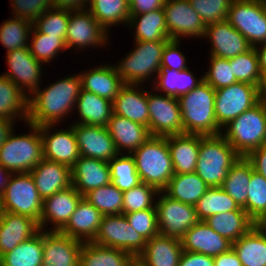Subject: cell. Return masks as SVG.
<instances>
[{
	"label": "cell",
	"mask_w": 266,
	"mask_h": 266,
	"mask_svg": "<svg viewBox=\"0 0 266 266\" xmlns=\"http://www.w3.org/2000/svg\"><path fill=\"white\" fill-rule=\"evenodd\" d=\"M82 198L83 196L73 186L45 198L39 222L40 229L45 230L46 226L48 228V225L50 227L52 225L53 227L46 231H60L67 224Z\"/></svg>",
	"instance_id": "19"
},
{
	"label": "cell",
	"mask_w": 266,
	"mask_h": 266,
	"mask_svg": "<svg viewBox=\"0 0 266 266\" xmlns=\"http://www.w3.org/2000/svg\"><path fill=\"white\" fill-rule=\"evenodd\" d=\"M0 199L2 211L28 216L40 222L43 199L30 173L12 174Z\"/></svg>",
	"instance_id": "8"
},
{
	"label": "cell",
	"mask_w": 266,
	"mask_h": 266,
	"mask_svg": "<svg viewBox=\"0 0 266 266\" xmlns=\"http://www.w3.org/2000/svg\"><path fill=\"white\" fill-rule=\"evenodd\" d=\"M182 252L181 240L158 234L146 241L136 263L140 266H178Z\"/></svg>",
	"instance_id": "27"
},
{
	"label": "cell",
	"mask_w": 266,
	"mask_h": 266,
	"mask_svg": "<svg viewBox=\"0 0 266 266\" xmlns=\"http://www.w3.org/2000/svg\"><path fill=\"white\" fill-rule=\"evenodd\" d=\"M163 9L170 39L181 40L184 37L203 39L206 25L190 5L189 0H166Z\"/></svg>",
	"instance_id": "15"
},
{
	"label": "cell",
	"mask_w": 266,
	"mask_h": 266,
	"mask_svg": "<svg viewBox=\"0 0 266 266\" xmlns=\"http://www.w3.org/2000/svg\"><path fill=\"white\" fill-rule=\"evenodd\" d=\"M167 42L134 40V49L114 64L123 83L143 85L155 74L151 84L154 83L161 69L162 53Z\"/></svg>",
	"instance_id": "7"
},
{
	"label": "cell",
	"mask_w": 266,
	"mask_h": 266,
	"mask_svg": "<svg viewBox=\"0 0 266 266\" xmlns=\"http://www.w3.org/2000/svg\"><path fill=\"white\" fill-rule=\"evenodd\" d=\"M183 134L214 136L222 133L215 116V90L205 81L178 98Z\"/></svg>",
	"instance_id": "2"
},
{
	"label": "cell",
	"mask_w": 266,
	"mask_h": 266,
	"mask_svg": "<svg viewBox=\"0 0 266 266\" xmlns=\"http://www.w3.org/2000/svg\"><path fill=\"white\" fill-rule=\"evenodd\" d=\"M246 159L251 163L253 170L266 179V145L250 152Z\"/></svg>",
	"instance_id": "59"
},
{
	"label": "cell",
	"mask_w": 266,
	"mask_h": 266,
	"mask_svg": "<svg viewBox=\"0 0 266 266\" xmlns=\"http://www.w3.org/2000/svg\"><path fill=\"white\" fill-rule=\"evenodd\" d=\"M209 68L203 74L204 81L208 83L214 90L227 87L238 82L233 75L232 67L229 64V59L219 58L210 55Z\"/></svg>",
	"instance_id": "52"
},
{
	"label": "cell",
	"mask_w": 266,
	"mask_h": 266,
	"mask_svg": "<svg viewBox=\"0 0 266 266\" xmlns=\"http://www.w3.org/2000/svg\"><path fill=\"white\" fill-rule=\"evenodd\" d=\"M260 101V89L250 83L236 82L215 90V116L223 128Z\"/></svg>",
	"instance_id": "10"
},
{
	"label": "cell",
	"mask_w": 266,
	"mask_h": 266,
	"mask_svg": "<svg viewBox=\"0 0 266 266\" xmlns=\"http://www.w3.org/2000/svg\"><path fill=\"white\" fill-rule=\"evenodd\" d=\"M55 126L56 125L39 126L44 159L58 162L72 168L80 157L73 127L70 125L65 129H58L53 132V130L56 129Z\"/></svg>",
	"instance_id": "17"
},
{
	"label": "cell",
	"mask_w": 266,
	"mask_h": 266,
	"mask_svg": "<svg viewBox=\"0 0 266 266\" xmlns=\"http://www.w3.org/2000/svg\"><path fill=\"white\" fill-rule=\"evenodd\" d=\"M242 266H266V233L256 225L232 243Z\"/></svg>",
	"instance_id": "37"
},
{
	"label": "cell",
	"mask_w": 266,
	"mask_h": 266,
	"mask_svg": "<svg viewBox=\"0 0 266 266\" xmlns=\"http://www.w3.org/2000/svg\"><path fill=\"white\" fill-rule=\"evenodd\" d=\"M147 103L149 109L148 129L151 136L166 137L183 134L178 98L156 93V90L151 87L150 90H147Z\"/></svg>",
	"instance_id": "11"
},
{
	"label": "cell",
	"mask_w": 266,
	"mask_h": 266,
	"mask_svg": "<svg viewBox=\"0 0 266 266\" xmlns=\"http://www.w3.org/2000/svg\"><path fill=\"white\" fill-rule=\"evenodd\" d=\"M229 64L232 67L233 75L238 82H246L257 86H262V76L259 70L258 56L254 47L248 51L229 58Z\"/></svg>",
	"instance_id": "48"
},
{
	"label": "cell",
	"mask_w": 266,
	"mask_h": 266,
	"mask_svg": "<svg viewBox=\"0 0 266 266\" xmlns=\"http://www.w3.org/2000/svg\"><path fill=\"white\" fill-rule=\"evenodd\" d=\"M109 64L104 63L100 66H94V68L89 67L90 69L87 71L79 72V75L82 89L113 102L124 83L115 65Z\"/></svg>",
	"instance_id": "29"
},
{
	"label": "cell",
	"mask_w": 266,
	"mask_h": 266,
	"mask_svg": "<svg viewBox=\"0 0 266 266\" xmlns=\"http://www.w3.org/2000/svg\"><path fill=\"white\" fill-rule=\"evenodd\" d=\"M9 70L2 75L12 80L29 97L42 83L43 63L35 59L29 48H21L6 53Z\"/></svg>",
	"instance_id": "16"
},
{
	"label": "cell",
	"mask_w": 266,
	"mask_h": 266,
	"mask_svg": "<svg viewBox=\"0 0 266 266\" xmlns=\"http://www.w3.org/2000/svg\"><path fill=\"white\" fill-rule=\"evenodd\" d=\"M159 191L145 183L123 192V214L145 209H156V199Z\"/></svg>",
	"instance_id": "50"
},
{
	"label": "cell",
	"mask_w": 266,
	"mask_h": 266,
	"mask_svg": "<svg viewBox=\"0 0 266 266\" xmlns=\"http://www.w3.org/2000/svg\"><path fill=\"white\" fill-rule=\"evenodd\" d=\"M203 38L211 41L210 55L219 58H233L252 47L227 20L207 25Z\"/></svg>",
	"instance_id": "21"
},
{
	"label": "cell",
	"mask_w": 266,
	"mask_h": 266,
	"mask_svg": "<svg viewBox=\"0 0 266 266\" xmlns=\"http://www.w3.org/2000/svg\"><path fill=\"white\" fill-rule=\"evenodd\" d=\"M183 251L216 257L232 248V243L204 221L194 224L181 239Z\"/></svg>",
	"instance_id": "22"
},
{
	"label": "cell",
	"mask_w": 266,
	"mask_h": 266,
	"mask_svg": "<svg viewBox=\"0 0 266 266\" xmlns=\"http://www.w3.org/2000/svg\"><path fill=\"white\" fill-rule=\"evenodd\" d=\"M29 173L43 200L72 186L71 168L58 162L43 159Z\"/></svg>",
	"instance_id": "26"
},
{
	"label": "cell",
	"mask_w": 266,
	"mask_h": 266,
	"mask_svg": "<svg viewBox=\"0 0 266 266\" xmlns=\"http://www.w3.org/2000/svg\"><path fill=\"white\" fill-rule=\"evenodd\" d=\"M31 38H29V50L31 55L41 63L53 62L58 58V53L67 52L65 41L61 37L48 36L47 34L39 33L32 27ZM63 51V52H62Z\"/></svg>",
	"instance_id": "45"
},
{
	"label": "cell",
	"mask_w": 266,
	"mask_h": 266,
	"mask_svg": "<svg viewBox=\"0 0 266 266\" xmlns=\"http://www.w3.org/2000/svg\"><path fill=\"white\" fill-rule=\"evenodd\" d=\"M80 156L109 162L119 153L106 126L72 123Z\"/></svg>",
	"instance_id": "18"
},
{
	"label": "cell",
	"mask_w": 266,
	"mask_h": 266,
	"mask_svg": "<svg viewBox=\"0 0 266 266\" xmlns=\"http://www.w3.org/2000/svg\"><path fill=\"white\" fill-rule=\"evenodd\" d=\"M28 133L15 134V129L0 147V164L12 174L29 173L43 159L39 126L26 122Z\"/></svg>",
	"instance_id": "6"
},
{
	"label": "cell",
	"mask_w": 266,
	"mask_h": 266,
	"mask_svg": "<svg viewBox=\"0 0 266 266\" xmlns=\"http://www.w3.org/2000/svg\"><path fill=\"white\" fill-rule=\"evenodd\" d=\"M254 48L258 56L259 70L262 79H264L266 77V41L256 45Z\"/></svg>",
	"instance_id": "62"
},
{
	"label": "cell",
	"mask_w": 266,
	"mask_h": 266,
	"mask_svg": "<svg viewBox=\"0 0 266 266\" xmlns=\"http://www.w3.org/2000/svg\"><path fill=\"white\" fill-rule=\"evenodd\" d=\"M251 163L246 157H240L230 168L221 188L246 211L248 185L253 172Z\"/></svg>",
	"instance_id": "40"
},
{
	"label": "cell",
	"mask_w": 266,
	"mask_h": 266,
	"mask_svg": "<svg viewBox=\"0 0 266 266\" xmlns=\"http://www.w3.org/2000/svg\"><path fill=\"white\" fill-rule=\"evenodd\" d=\"M1 213H2V208H1V199H0V217H1Z\"/></svg>",
	"instance_id": "67"
},
{
	"label": "cell",
	"mask_w": 266,
	"mask_h": 266,
	"mask_svg": "<svg viewBox=\"0 0 266 266\" xmlns=\"http://www.w3.org/2000/svg\"><path fill=\"white\" fill-rule=\"evenodd\" d=\"M200 221H205L214 214L235 210H244L221 188H209L195 204Z\"/></svg>",
	"instance_id": "43"
},
{
	"label": "cell",
	"mask_w": 266,
	"mask_h": 266,
	"mask_svg": "<svg viewBox=\"0 0 266 266\" xmlns=\"http://www.w3.org/2000/svg\"><path fill=\"white\" fill-rule=\"evenodd\" d=\"M246 213L254 223L266 213V179L256 171L248 185Z\"/></svg>",
	"instance_id": "51"
},
{
	"label": "cell",
	"mask_w": 266,
	"mask_h": 266,
	"mask_svg": "<svg viewBox=\"0 0 266 266\" xmlns=\"http://www.w3.org/2000/svg\"><path fill=\"white\" fill-rule=\"evenodd\" d=\"M233 0H189L190 5L199 14L207 26L226 20Z\"/></svg>",
	"instance_id": "53"
},
{
	"label": "cell",
	"mask_w": 266,
	"mask_h": 266,
	"mask_svg": "<svg viewBox=\"0 0 266 266\" xmlns=\"http://www.w3.org/2000/svg\"><path fill=\"white\" fill-rule=\"evenodd\" d=\"M0 118L27 122L28 97L8 77L0 75Z\"/></svg>",
	"instance_id": "35"
},
{
	"label": "cell",
	"mask_w": 266,
	"mask_h": 266,
	"mask_svg": "<svg viewBox=\"0 0 266 266\" xmlns=\"http://www.w3.org/2000/svg\"><path fill=\"white\" fill-rule=\"evenodd\" d=\"M214 266H242V263L231 248L227 252L214 257Z\"/></svg>",
	"instance_id": "60"
},
{
	"label": "cell",
	"mask_w": 266,
	"mask_h": 266,
	"mask_svg": "<svg viewBox=\"0 0 266 266\" xmlns=\"http://www.w3.org/2000/svg\"><path fill=\"white\" fill-rule=\"evenodd\" d=\"M111 183L120 191L130 190L141 183L131 154H118L109 162Z\"/></svg>",
	"instance_id": "47"
},
{
	"label": "cell",
	"mask_w": 266,
	"mask_h": 266,
	"mask_svg": "<svg viewBox=\"0 0 266 266\" xmlns=\"http://www.w3.org/2000/svg\"><path fill=\"white\" fill-rule=\"evenodd\" d=\"M208 189L209 186L193 172L174 174L163 192L171 199L195 206Z\"/></svg>",
	"instance_id": "39"
},
{
	"label": "cell",
	"mask_w": 266,
	"mask_h": 266,
	"mask_svg": "<svg viewBox=\"0 0 266 266\" xmlns=\"http://www.w3.org/2000/svg\"><path fill=\"white\" fill-rule=\"evenodd\" d=\"M237 151L221 135H200L197 175L209 186L221 187L230 168L240 159Z\"/></svg>",
	"instance_id": "4"
},
{
	"label": "cell",
	"mask_w": 266,
	"mask_h": 266,
	"mask_svg": "<svg viewBox=\"0 0 266 266\" xmlns=\"http://www.w3.org/2000/svg\"><path fill=\"white\" fill-rule=\"evenodd\" d=\"M204 81L203 75L199 78L194 76L190 69L181 71L172 69H160L152 88L156 92L179 98L197 87Z\"/></svg>",
	"instance_id": "36"
},
{
	"label": "cell",
	"mask_w": 266,
	"mask_h": 266,
	"mask_svg": "<svg viewBox=\"0 0 266 266\" xmlns=\"http://www.w3.org/2000/svg\"><path fill=\"white\" fill-rule=\"evenodd\" d=\"M102 218L103 214L82 198L60 232L81 242H92L98 233Z\"/></svg>",
	"instance_id": "30"
},
{
	"label": "cell",
	"mask_w": 266,
	"mask_h": 266,
	"mask_svg": "<svg viewBox=\"0 0 266 266\" xmlns=\"http://www.w3.org/2000/svg\"><path fill=\"white\" fill-rule=\"evenodd\" d=\"M129 29H134V40L169 41L164 9L153 10L143 14L130 15Z\"/></svg>",
	"instance_id": "34"
},
{
	"label": "cell",
	"mask_w": 266,
	"mask_h": 266,
	"mask_svg": "<svg viewBox=\"0 0 266 266\" xmlns=\"http://www.w3.org/2000/svg\"><path fill=\"white\" fill-rule=\"evenodd\" d=\"M124 215L131 227L146 241L160 234L156 209H145L137 212H129Z\"/></svg>",
	"instance_id": "54"
},
{
	"label": "cell",
	"mask_w": 266,
	"mask_h": 266,
	"mask_svg": "<svg viewBox=\"0 0 266 266\" xmlns=\"http://www.w3.org/2000/svg\"><path fill=\"white\" fill-rule=\"evenodd\" d=\"M82 244L60 231L42 230V266H79Z\"/></svg>",
	"instance_id": "20"
},
{
	"label": "cell",
	"mask_w": 266,
	"mask_h": 266,
	"mask_svg": "<svg viewBox=\"0 0 266 266\" xmlns=\"http://www.w3.org/2000/svg\"><path fill=\"white\" fill-rule=\"evenodd\" d=\"M166 0H132L129 2L130 15L143 14L163 9Z\"/></svg>",
	"instance_id": "57"
},
{
	"label": "cell",
	"mask_w": 266,
	"mask_h": 266,
	"mask_svg": "<svg viewBox=\"0 0 266 266\" xmlns=\"http://www.w3.org/2000/svg\"><path fill=\"white\" fill-rule=\"evenodd\" d=\"M106 128L119 154H131L151 137L148 127L114 113Z\"/></svg>",
	"instance_id": "25"
},
{
	"label": "cell",
	"mask_w": 266,
	"mask_h": 266,
	"mask_svg": "<svg viewBox=\"0 0 266 266\" xmlns=\"http://www.w3.org/2000/svg\"><path fill=\"white\" fill-rule=\"evenodd\" d=\"M81 88L79 74H68L54 83L50 82L44 89L39 87L28 97L27 122L43 126L65 121L75 111Z\"/></svg>",
	"instance_id": "1"
},
{
	"label": "cell",
	"mask_w": 266,
	"mask_h": 266,
	"mask_svg": "<svg viewBox=\"0 0 266 266\" xmlns=\"http://www.w3.org/2000/svg\"><path fill=\"white\" fill-rule=\"evenodd\" d=\"M255 225L263 232L266 233V213L259 219Z\"/></svg>",
	"instance_id": "65"
},
{
	"label": "cell",
	"mask_w": 266,
	"mask_h": 266,
	"mask_svg": "<svg viewBox=\"0 0 266 266\" xmlns=\"http://www.w3.org/2000/svg\"><path fill=\"white\" fill-rule=\"evenodd\" d=\"M83 198L103 215L123 214V191L113 183L91 190Z\"/></svg>",
	"instance_id": "46"
},
{
	"label": "cell",
	"mask_w": 266,
	"mask_h": 266,
	"mask_svg": "<svg viewBox=\"0 0 266 266\" xmlns=\"http://www.w3.org/2000/svg\"><path fill=\"white\" fill-rule=\"evenodd\" d=\"M12 173L0 164V197L4 194Z\"/></svg>",
	"instance_id": "64"
},
{
	"label": "cell",
	"mask_w": 266,
	"mask_h": 266,
	"mask_svg": "<svg viewBox=\"0 0 266 266\" xmlns=\"http://www.w3.org/2000/svg\"><path fill=\"white\" fill-rule=\"evenodd\" d=\"M93 243L121 249L135 258L144 250L146 240L131 227L124 214L103 215Z\"/></svg>",
	"instance_id": "14"
},
{
	"label": "cell",
	"mask_w": 266,
	"mask_h": 266,
	"mask_svg": "<svg viewBox=\"0 0 266 266\" xmlns=\"http://www.w3.org/2000/svg\"><path fill=\"white\" fill-rule=\"evenodd\" d=\"M221 135L241 157L266 145V102L260 100L231 120L222 128Z\"/></svg>",
	"instance_id": "5"
},
{
	"label": "cell",
	"mask_w": 266,
	"mask_h": 266,
	"mask_svg": "<svg viewBox=\"0 0 266 266\" xmlns=\"http://www.w3.org/2000/svg\"><path fill=\"white\" fill-rule=\"evenodd\" d=\"M174 174L193 173L199 157L200 135L167 136Z\"/></svg>",
	"instance_id": "31"
},
{
	"label": "cell",
	"mask_w": 266,
	"mask_h": 266,
	"mask_svg": "<svg viewBox=\"0 0 266 266\" xmlns=\"http://www.w3.org/2000/svg\"><path fill=\"white\" fill-rule=\"evenodd\" d=\"M135 263L131 253L93 242H83L79 256V266H133Z\"/></svg>",
	"instance_id": "33"
},
{
	"label": "cell",
	"mask_w": 266,
	"mask_h": 266,
	"mask_svg": "<svg viewBox=\"0 0 266 266\" xmlns=\"http://www.w3.org/2000/svg\"><path fill=\"white\" fill-rule=\"evenodd\" d=\"M158 230L163 236L181 240L185 233L200 220L195 206L171 199L164 192L156 198Z\"/></svg>",
	"instance_id": "13"
},
{
	"label": "cell",
	"mask_w": 266,
	"mask_h": 266,
	"mask_svg": "<svg viewBox=\"0 0 266 266\" xmlns=\"http://www.w3.org/2000/svg\"><path fill=\"white\" fill-rule=\"evenodd\" d=\"M39 223L24 215L2 211L0 217V257L40 231Z\"/></svg>",
	"instance_id": "24"
},
{
	"label": "cell",
	"mask_w": 266,
	"mask_h": 266,
	"mask_svg": "<svg viewBox=\"0 0 266 266\" xmlns=\"http://www.w3.org/2000/svg\"><path fill=\"white\" fill-rule=\"evenodd\" d=\"M42 230L0 257V266H42Z\"/></svg>",
	"instance_id": "41"
},
{
	"label": "cell",
	"mask_w": 266,
	"mask_h": 266,
	"mask_svg": "<svg viewBox=\"0 0 266 266\" xmlns=\"http://www.w3.org/2000/svg\"><path fill=\"white\" fill-rule=\"evenodd\" d=\"M90 0H52L54 8L81 10L87 9Z\"/></svg>",
	"instance_id": "61"
},
{
	"label": "cell",
	"mask_w": 266,
	"mask_h": 266,
	"mask_svg": "<svg viewBox=\"0 0 266 266\" xmlns=\"http://www.w3.org/2000/svg\"><path fill=\"white\" fill-rule=\"evenodd\" d=\"M72 186L84 196L91 190L111 183L107 161L80 156L71 168Z\"/></svg>",
	"instance_id": "23"
},
{
	"label": "cell",
	"mask_w": 266,
	"mask_h": 266,
	"mask_svg": "<svg viewBox=\"0 0 266 266\" xmlns=\"http://www.w3.org/2000/svg\"><path fill=\"white\" fill-rule=\"evenodd\" d=\"M12 16L34 22L53 7L52 0H10Z\"/></svg>",
	"instance_id": "55"
},
{
	"label": "cell",
	"mask_w": 266,
	"mask_h": 266,
	"mask_svg": "<svg viewBox=\"0 0 266 266\" xmlns=\"http://www.w3.org/2000/svg\"><path fill=\"white\" fill-rule=\"evenodd\" d=\"M109 37V32L94 18L88 9L69 10V23L65 36L67 50L79 51L82 49L81 52H83L89 47H107V44L110 45Z\"/></svg>",
	"instance_id": "12"
},
{
	"label": "cell",
	"mask_w": 266,
	"mask_h": 266,
	"mask_svg": "<svg viewBox=\"0 0 266 266\" xmlns=\"http://www.w3.org/2000/svg\"><path fill=\"white\" fill-rule=\"evenodd\" d=\"M178 266H214V257L183 251Z\"/></svg>",
	"instance_id": "58"
},
{
	"label": "cell",
	"mask_w": 266,
	"mask_h": 266,
	"mask_svg": "<svg viewBox=\"0 0 266 266\" xmlns=\"http://www.w3.org/2000/svg\"><path fill=\"white\" fill-rule=\"evenodd\" d=\"M131 156L140 181L163 192L174 175L167 136H151Z\"/></svg>",
	"instance_id": "3"
},
{
	"label": "cell",
	"mask_w": 266,
	"mask_h": 266,
	"mask_svg": "<svg viewBox=\"0 0 266 266\" xmlns=\"http://www.w3.org/2000/svg\"><path fill=\"white\" fill-rule=\"evenodd\" d=\"M33 23L17 17H11L0 24V42L7 50L6 53L29 48V38Z\"/></svg>",
	"instance_id": "44"
},
{
	"label": "cell",
	"mask_w": 266,
	"mask_h": 266,
	"mask_svg": "<svg viewBox=\"0 0 266 266\" xmlns=\"http://www.w3.org/2000/svg\"><path fill=\"white\" fill-rule=\"evenodd\" d=\"M226 20L252 47L266 41V0H233Z\"/></svg>",
	"instance_id": "9"
},
{
	"label": "cell",
	"mask_w": 266,
	"mask_h": 266,
	"mask_svg": "<svg viewBox=\"0 0 266 266\" xmlns=\"http://www.w3.org/2000/svg\"><path fill=\"white\" fill-rule=\"evenodd\" d=\"M260 100L266 102V77L263 79L262 86L260 88Z\"/></svg>",
	"instance_id": "66"
},
{
	"label": "cell",
	"mask_w": 266,
	"mask_h": 266,
	"mask_svg": "<svg viewBox=\"0 0 266 266\" xmlns=\"http://www.w3.org/2000/svg\"><path fill=\"white\" fill-rule=\"evenodd\" d=\"M75 110L80 118L73 123L106 126L113 114V102L81 88Z\"/></svg>",
	"instance_id": "32"
},
{
	"label": "cell",
	"mask_w": 266,
	"mask_h": 266,
	"mask_svg": "<svg viewBox=\"0 0 266 266\" xmlns=\"http://www.w3.org/2000/svg\"><path fill=\"white\" fill-rule=\"evenodd\" d=\"M180 40L170 39L163 49L161 69L185 70L187 69L186 56L180 51Z\"/></svg>",
	"instance_id": "56"
},
{
	"label": "cell",
	"mask_w": 266,
	"mask_h": 266,
	"mask_svg": "<svg viewBox=\"0 0 266 266\" xmlns=\"http://www.w3.org/2000/svg\"><path fill=\"white\" fill-rule=\"evenodd\" d=\"M68 23L69 10L52 7L33 22V27L39 33L61 37L65 41Z\"/></svg>",
	"instance_id": "49"
},
{
	"label": "cell",
	"mask_w": 266,
	"mask_h": 266,
	"mask_svg": "<svg viewBox=\"0 0 266 266\" xmlns=\"http://www.w3.org/2000/svg\"><path fill=\"white\" fill-rule=\"evenodd\" d=\"M15 122V120L0 118V147L14 130Z\"/></svg>",
	"instance_id": "63"
},
{
	"label": "cell",
	"mask_w": 266,
	"mask_h": 266,
	"mask_svg": "<svg viewBox=\"0 0 266 266\" xmlns=\"http://www.w3.org/2000/svg\"><path fill=\"white\" fill-rule=\"evenodd\" d=\"M87 9L109 33L117 24L127 26L130 18L127 0H90Z\"/></svg>",
	"instance_id": "42"
},
{
	"label": "cell",
	"mask_w": 266,
	"mask_h": 266,
	"mask_svg": "<svg viewBox=\"0 0 266 266\" xmlns=\"http://www.w3.org/2000/svg\"><path fill=\"white\" fill-rule=\"evenodd\" d=\"M142 88V85L124 84L113 101V113L148 127L147 89Z\"/></svg>",
	"instance_id": "28"
},
{
	"label": "cell",
	"mask_w": 266,
	"mask_h": 266,
	"mask_svg": "<svg viewBox=\"0 0 266 266\" xmlns=\"http://www.w3.org/2000/svg\"><path fill=\"white\" fill-rule=\"evenodd\" d=\"M204 222L231 243L237 241L255 226L245 210L214 214Z\"/></svg>",
	"instance_id": "38"
}]
</instances>
